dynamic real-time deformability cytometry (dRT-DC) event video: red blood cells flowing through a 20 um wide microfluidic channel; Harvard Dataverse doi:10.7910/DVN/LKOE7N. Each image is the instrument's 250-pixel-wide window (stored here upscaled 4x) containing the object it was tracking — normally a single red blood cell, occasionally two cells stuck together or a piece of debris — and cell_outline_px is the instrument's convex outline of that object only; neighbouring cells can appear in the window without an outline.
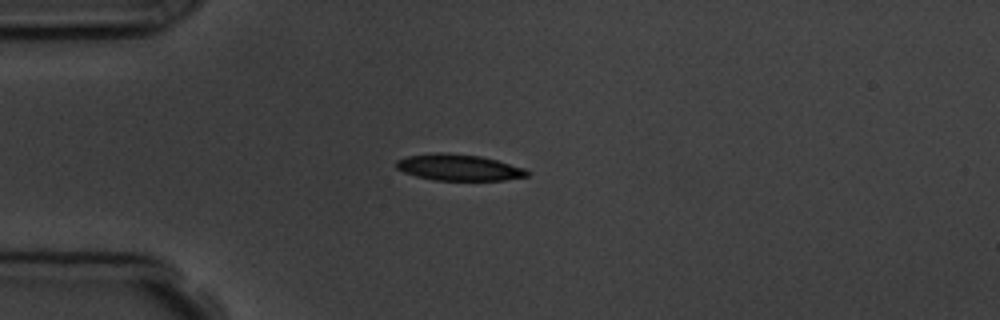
{"species": "common noctule bat (a hibernating species)", "species_latin": "Nyctalus noctula", "temperature_condition": "room temperature", "stored_images_in_passage": 1, "camera_frame_rate_fps": 3000, "um_per_image_px": 0.085, "animal": {"sex": "male", "body_mass_g": 19.5, "forearm_length_mm": 54.6}, "frame": {"image": 1, "passage_image": 1, "time_ms": 0.0, "image_size_px": [1000, 320], "cell_outline_px": [[528, 176], [504, 180], [432, 180], [416, 176], [404, 172], [396, 168], [396, 160], [408, 156], [440, 152], [444, 152], [480, 156], [496, 160], [524, 168], [528, 172]], "centroid_in_image_um": [38.97, 14.23], "position_along_channel_um": 46.0, "area_um2": 19.88}}